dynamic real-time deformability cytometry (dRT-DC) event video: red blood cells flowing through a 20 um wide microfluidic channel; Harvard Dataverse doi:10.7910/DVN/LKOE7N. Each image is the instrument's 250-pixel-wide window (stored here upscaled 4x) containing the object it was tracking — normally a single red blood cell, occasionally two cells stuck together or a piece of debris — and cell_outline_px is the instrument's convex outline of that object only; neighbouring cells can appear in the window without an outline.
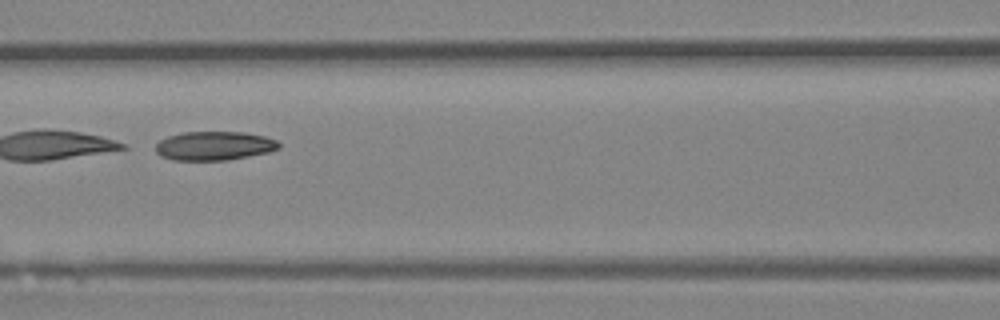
{"species": "Egyptian fruit bat (a non-hibernating species)", "species_latin": "Rousettus aegyptiacus", "temperature_condition": "room temperature", "stored_images_in_passage": 46, "camera_frame_rate_fps": 3000, "um_per_image_px": 0.085, "animal": {"sex": "female"}, "frame": {"image": 1, "passage_image": 21, "time_ms": 6.667, "image_size_px": [1000, 320], "cell_outline_px": [[280, 148], [268, 152], [228, 160], [172, 160], [160, 156], [156, 152], [156, 144], [160, 140], [168, 136], [184, 132], [244, 132], [264, 136], [276, 140], [280, 144]], "centroid_in_image_um": [18.2, 12.39], "position_along_channel_um": 148.4, "area_um2": 20.75}}
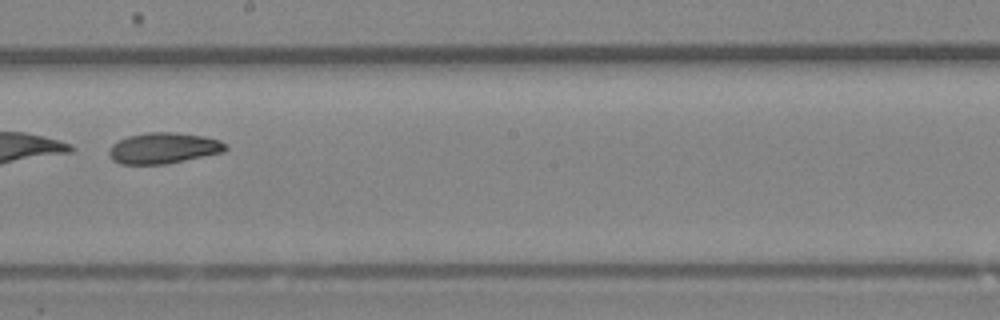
{"frame": {"image": 2, "passage_image": 27, "time_ms": 8.667, "image_size_px": [1000, 320], "cell_outline_px": [[228, 148], [224, 152], [164, 164], [120, 164], [112, 160], [108, 152], [112, 144], [128, 136], [148, 132], [172, 132], [204, 136], [220, 140], [228, 144]], "centroid_in_image_um": [13.91, 12.59], "position_along_channel_um": 234.3, "area_um2": 20.98}}
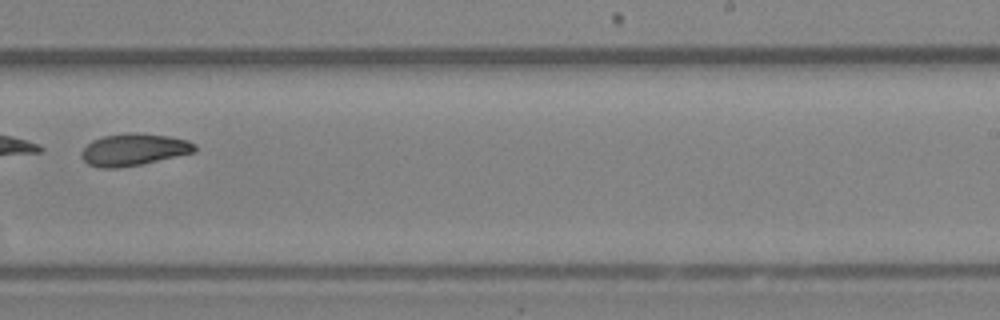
{"frame": {"image": 3, "passage_image": 30, "time_ms": 9.667, "image_size_px": [1000, 320], "cell_outline_px": [[196, 152], [140, 164], [120, 168], [100, 168], [88, 164], [80, 156], [80, 152], [92, 140], [104, 136], [132, 132], [136, 132], [168, 136], [188, 140], [196, 144]], "centroid_in_image_um": [11.37, 12.71], "position_along_channel_um": 277.6, "area_um2": 21.15}}